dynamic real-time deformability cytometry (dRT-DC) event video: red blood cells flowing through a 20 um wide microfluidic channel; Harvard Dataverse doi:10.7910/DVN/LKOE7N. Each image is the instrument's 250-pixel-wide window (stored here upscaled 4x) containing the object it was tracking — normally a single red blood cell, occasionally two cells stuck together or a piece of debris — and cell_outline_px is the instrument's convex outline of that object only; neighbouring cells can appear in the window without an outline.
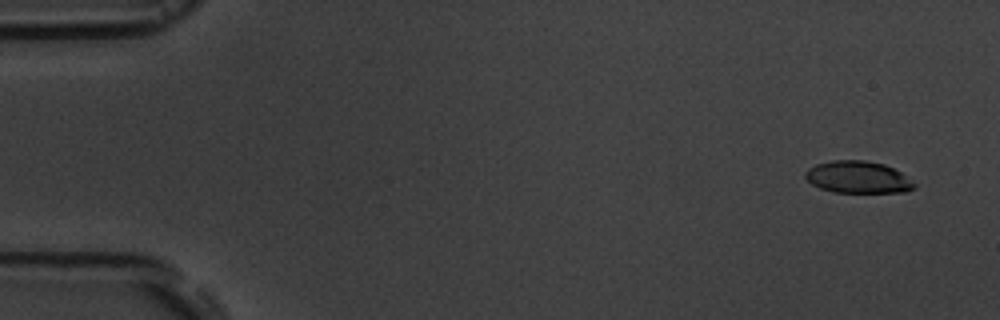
{"species": "common noctule bat (a hibernating species)", "species_latin": "Nyctalus noctula", "temperature_condition": "room temperature", "stored_images_in_passage": 5, "camera_frame_rate_fps": 3000, "um_per_image_px": 0.085, "animal": {"sex": "male", "body_mass_g": 19.5, "forearm_length_mm": 54.6}, "frame": {"image": 1, "passage_image": 2, "time_ms": 1.0, "image_size_px": [1000, 320], "cell_outline_px": [[916, 188], [904, 192], [832, 192], [820, 188], [812, 184], [804, 176], [804, 172], [808, 168], [816, 164], [832, 160], [864, 160], [884, 164], [900, 172], [916, 184]], "centroid_in_image_um": [72.9, 15.06], "position_along_channel_um": 12.1, "area_um2": 20.35}}
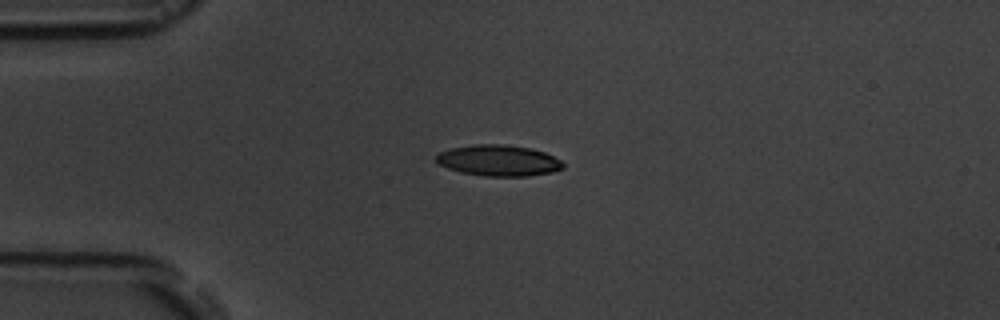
{"frame": {"image": 2, "passage_image": 5, "time_ms": 4.667, "image_size_px": [1000, 320], "cell_outline_px": [[564, 168], [552, 172], [528, 176], [484, 176], [460, 172], [448, 168], [440, 164], [436, 160], [436, 156], [440, 152], [452, 148], [476, 144], [504, 144], [532, 148], [544, 152], [560, 160], [564, 164]], "centroid_in_image_um": [42.4, 13.64], "position_along_channel_um": 42.6, "area_um2": 22.89}}